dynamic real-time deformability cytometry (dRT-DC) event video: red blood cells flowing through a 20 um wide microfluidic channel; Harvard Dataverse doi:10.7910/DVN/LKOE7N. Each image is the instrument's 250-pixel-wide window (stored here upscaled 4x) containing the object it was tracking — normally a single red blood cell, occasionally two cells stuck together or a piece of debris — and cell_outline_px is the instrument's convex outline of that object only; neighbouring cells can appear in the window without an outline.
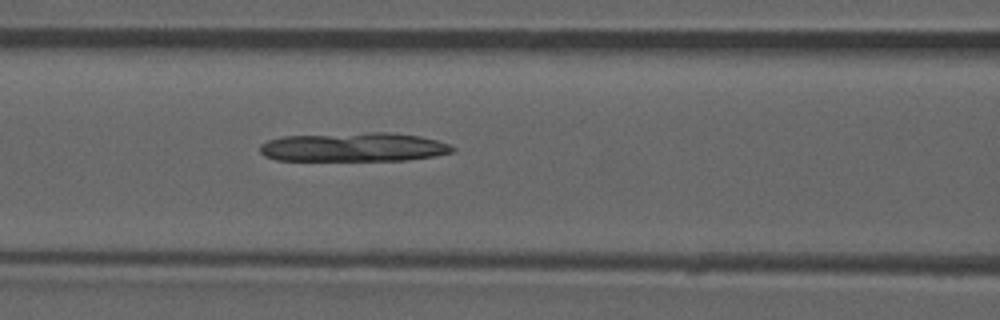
{"species": "common noctule bat (a hibernating species)", "species_latin": "Nyctalus noctula", "temperature_condition": "room temperature", "stored_images_in_passage": 36, "camera_frame_rate_fps": 3000, "um_per_image_px": 0.085, "animal": {"sex": "male", "forearm_length_mm": 52.5}, "frame": {"image": 1, "passage_image": 6, "time_ms": 1.667, "image_size_px": [1000, 320], "cell_outline_px": [[456, 152], [436, 156], [408, 160], [276, 160], [264, 156], [260, 152], [260, 144], [268, 140], [284, 136], [368, 132], [392, 132], [420, 136], [436, 140], [448, 144], [456, 148]], "centroid_in_image_um": [30.11, 12.5], "position_along_channel_um": 136.5, "area_um2": 32.77}}